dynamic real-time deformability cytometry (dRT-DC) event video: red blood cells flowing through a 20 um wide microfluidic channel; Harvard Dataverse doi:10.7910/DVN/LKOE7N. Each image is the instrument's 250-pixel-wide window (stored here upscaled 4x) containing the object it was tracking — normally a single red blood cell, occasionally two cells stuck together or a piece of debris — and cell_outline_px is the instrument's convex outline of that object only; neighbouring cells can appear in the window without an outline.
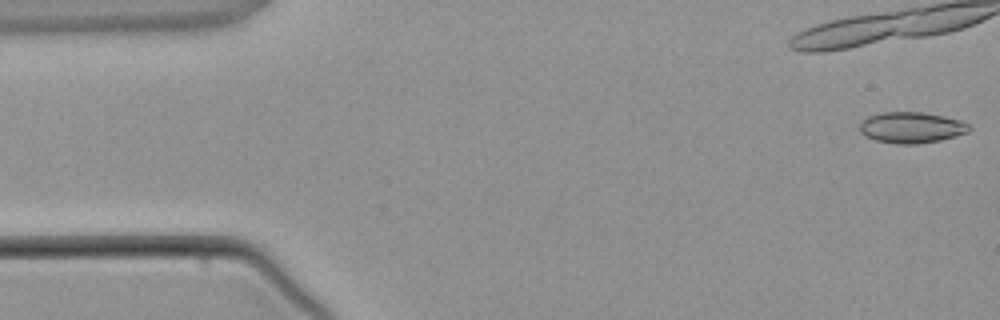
{"species": "common noctule bat (a hibernating species)", "species_latin": "Nyctalus noctula", "temperature_condition": "warm", "stored_images_in_passage": 3, "camera_frame_rate_fps": 3000, "um_per_image_px": 0.085, "animal": {"sex": "male", "body_mass_g": 21.5, "forearm_length_mm": 52.0}, "frame": {"image": 1, "passage_image": 1, "time_ms": 0.0, "image_size_px": [1000, 320], "cell_outline_px": [[972, 128], [968, 132], [956, 136], [940, 140], [916, 144], [896, 144], [876, 140], [864, 136], [860, 132], [860, 120], [868, 116], [880, 112], [924, 112], [944, 116], [960, 120], [968, 124]], "centroid_in_image_um": [77.45, 10.83], "position_along_channel_um": 7.6, "area_um2": 20.0}}